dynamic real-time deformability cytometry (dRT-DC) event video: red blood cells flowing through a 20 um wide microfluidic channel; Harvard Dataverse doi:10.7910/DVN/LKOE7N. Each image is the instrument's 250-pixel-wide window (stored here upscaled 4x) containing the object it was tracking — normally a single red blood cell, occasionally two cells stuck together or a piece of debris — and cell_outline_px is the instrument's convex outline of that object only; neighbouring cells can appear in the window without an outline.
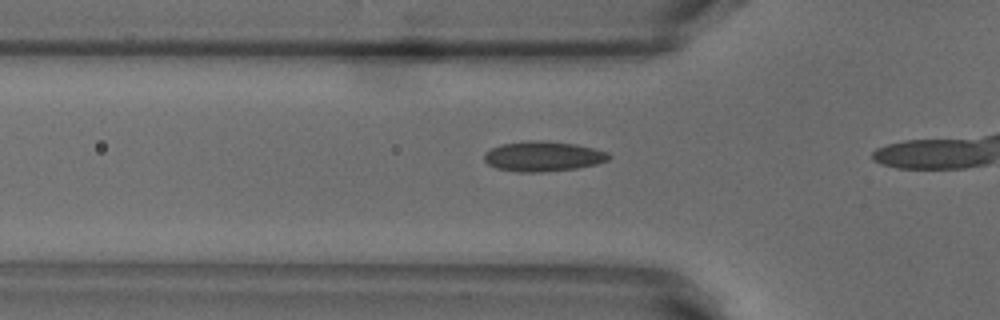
{"species": "common noctule bat (a hibernating species)", "species_latin": "Nyctalus noctula", "temperature_condition": "warm", "stored_images_in_passage": 10, "camera_frame_rate_fps": 3000, "um_per_image_px": 0.085, "animal": {"sex": "male", "body_mass_g": 18.8}, "frame": {"image": 1, "passage_image": 5, "time_ms": 1.333, "image_size_px": [1000, 320], "cell_outline_px": [[612, 156], [608, 160], [596, 164], [576, 168], [540, 172], [516, 172], [496, 168], [488, 164], [484, 160], [484, 152], [500, 144], [528, 140], [544, 140], [576, 144], [608, 152]], "centroid_in_image_um": [46.14, 13.28], "position_along_channel_um": 79.7, "area_um2": 21.96}}
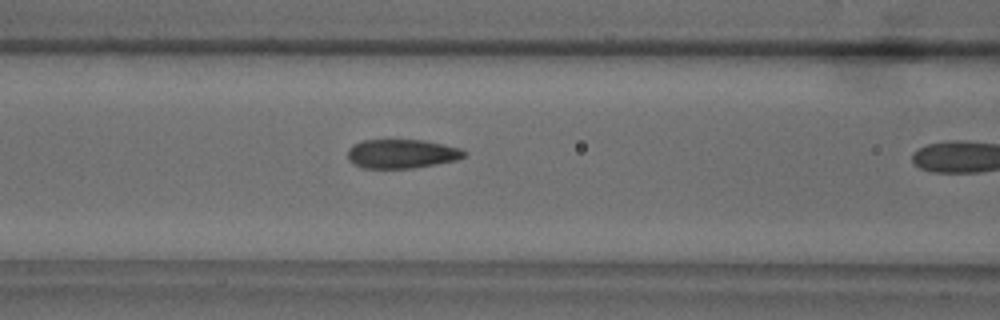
{"frame": {"image": 2, "passage_image": 9, "time_ms": 2.667, "image_size_px": [1000, 320], "cell_outline_px": [[468, 152], [464, 156], [456, 160], [436, 164], [412, 168], [364, 168], [348, 160], [348, 148], [352, 144], [364, 140], [424, 140], [444, 144], [460, 148]], "centroid_in_image_um": [34.15, 13.06], "position_along_channel_um": 132.4, "area_um2": 19.71}}